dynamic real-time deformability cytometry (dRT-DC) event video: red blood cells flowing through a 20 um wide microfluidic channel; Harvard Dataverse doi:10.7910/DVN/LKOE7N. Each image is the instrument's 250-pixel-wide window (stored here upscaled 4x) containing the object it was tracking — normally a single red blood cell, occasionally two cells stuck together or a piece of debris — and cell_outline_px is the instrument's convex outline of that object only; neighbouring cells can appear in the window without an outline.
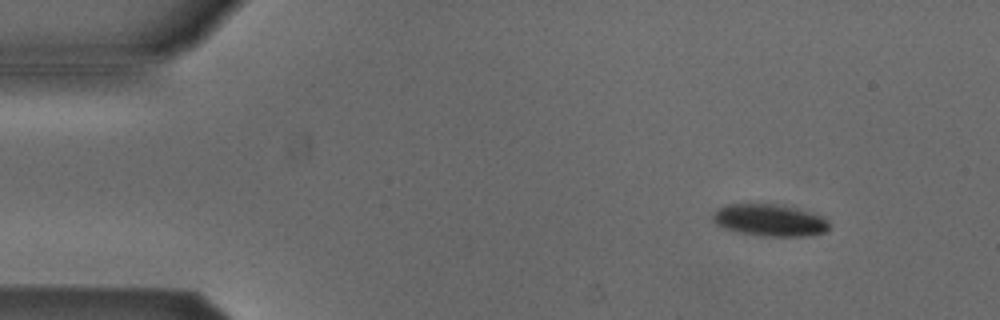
{"species": "Egyptian fruit bat (a non-hibernating species)", "species_latin": "Rousettus aegyptiacus", "temperature_condition": "cold", "stored_images_in_passage": 5, "camera_frame_rate_fps": 3000, "um_per_image_px": 0.085, "animal": {"sex": "male"}, "frame": {"image": 1, "passage_image": 1, "time_ms": 0.0, "image_size_px": [1000, 320], "cell_outline_px": [[828, 228], [824, 232], [812, 236], [760, 236], [736, 232], [724, 228], [716, 224], [712, 220], [712, 212], [716, 208], [724, 204], [776, 204], [796, 208], [824, 216], [828, 220]], "centroid_in_image_um": [65.38, 18.72], "position_along_channel_um": 19.6, "area_um2": 22.02}}
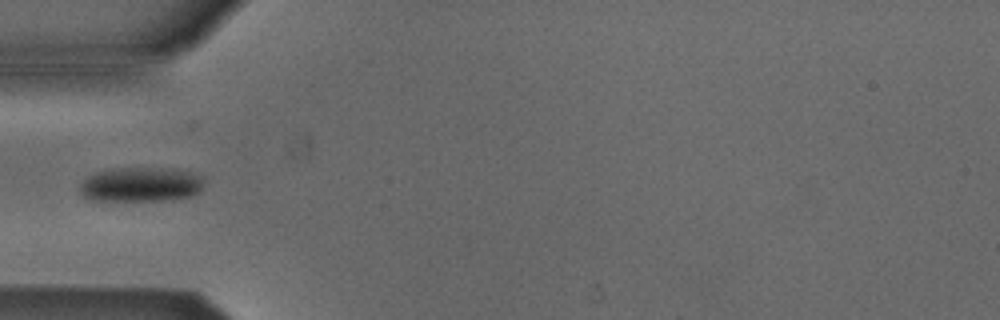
{"frame": {"image": 2, "passage_image": 4, "time_ms": 1.0, "image_size_px": [1000, 320], "cell_outline_px": [[204, 180], [200, 192], [192, 196], [172, 200], [88, 200], [80, 192], [80, 184], [88, 176], [96, 172], [120, 168], [172, 168], [188, 172], [200, 176]], "centroid_in_image_um": [11.98, 15.69], "position_along_channel_um": 73.0, "area_um2": 24.97}}
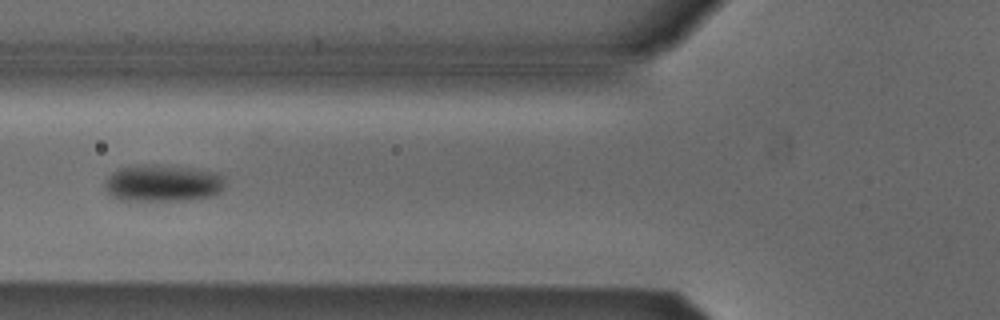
{"frame": {"image": 3, "passage_image": 5, "time_ms": 1.333, "image_size_px": [1000, 320], "cell_outline_px": [[224, 188], [220, 192], [212, 196], [188, 200], [120, 200], [112, 196], [104, 188], [104, 184], [108, 176], [112, 172], [124, 168], [188, 168], [208, 172], [220, 176], [224, 184]], "centroid_in_image_um": [13.81, 15.65], "position_along_channel_um": 112.0, "area_um2": 24.33}}